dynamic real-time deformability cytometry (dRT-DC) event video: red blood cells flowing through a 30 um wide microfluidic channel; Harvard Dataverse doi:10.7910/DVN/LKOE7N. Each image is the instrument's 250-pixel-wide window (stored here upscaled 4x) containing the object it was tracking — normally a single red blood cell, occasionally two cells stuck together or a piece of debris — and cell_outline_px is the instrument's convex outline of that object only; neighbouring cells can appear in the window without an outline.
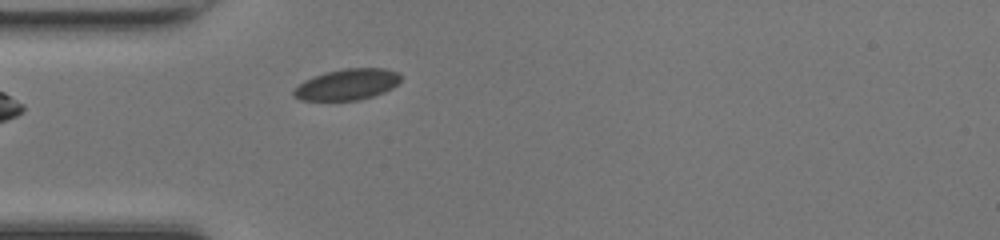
{"species": "common noctule bat (a hibernating species)", "species_latin": "Nyctalus noctula", "temperature_condition": "room temperature", "stored_images_in_passage": 30, "camera_frame_rate_fps": 3000, "um_per_image_px": 0.085, "animal": {"sex": "female", "body_mass_g": 17.0, "forearm_length_mm": 48.0}, "frame": {"image": 1, "passage_image": 1, "time_ms": 0.0, "image_size_px": [1000, 240], "cell_outline_px": [[400, 80], [392, 88], [384, 92], [360, 100], [300, 100], [292, 96], [292, 92], [304, 80], [324, 72], [344, 68], [384, 68], [396, 72], [400, 76]], "centroid_in_image_um": [29.48, 7.18], "position_along_channel_um": 55.5, "area_um2": 19.31}}
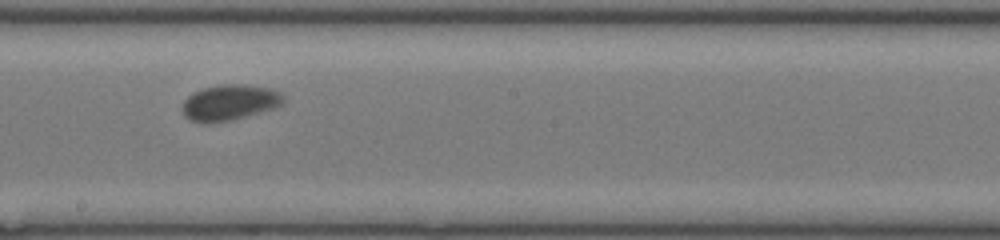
{"frame": {"image": 2, "passage_image": 14, "time_ms": 4.333, "image_size_px": [1000, 240], "cell_outline_px": [[284, 100], [280, 104], [272, 108], [232, 120], [208, 124], [200, 124], [188, 120], [184, 116], [184, 100], [192, 92], [204, 88], [224, 84], [244, 84], [268, 88], [280, 92], [284, 96]], "centroid_in_image_um": [19.46, 8.73], "position_along_channel_um": 228.7, "area_um2": 20.98}}
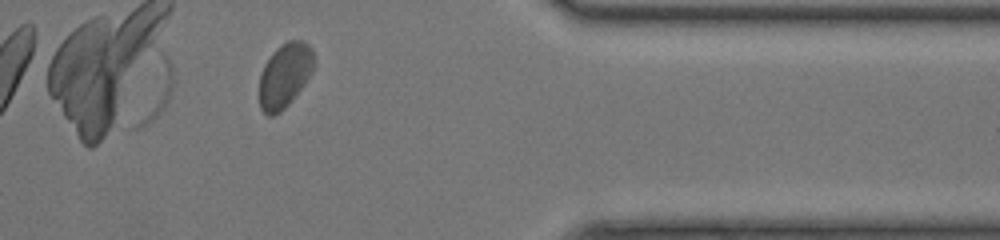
{"frame": {"image": 3, "passage_image": 27, "time_ms": 8.667, "image_size_px": [1000, 240], "cell_outline_px": [[316, 64], [312, 72], [292, 100], [280, 112], [272, 116], [268, 116], [260, 108], [260, 76], [264, 64], [272, 52], [280, 44], [288, 40], [304, 40], [312, 48]], "centroid_in_image_um": [24.22, 6.37], "position_along_channel_um": 387.2, "area_um2": 20.63}, "authors_computed_cell_mechanics": {"area_um2": 20.3745, "velocity_mm_per_s": 4.1157, "shape_relaxation_time_tau1_ms": null, "shape_relaxation_time_tau2_ms": 1.2621, "deformation_change_tau1": null, "deformation_change_tau2": 0.0403}}